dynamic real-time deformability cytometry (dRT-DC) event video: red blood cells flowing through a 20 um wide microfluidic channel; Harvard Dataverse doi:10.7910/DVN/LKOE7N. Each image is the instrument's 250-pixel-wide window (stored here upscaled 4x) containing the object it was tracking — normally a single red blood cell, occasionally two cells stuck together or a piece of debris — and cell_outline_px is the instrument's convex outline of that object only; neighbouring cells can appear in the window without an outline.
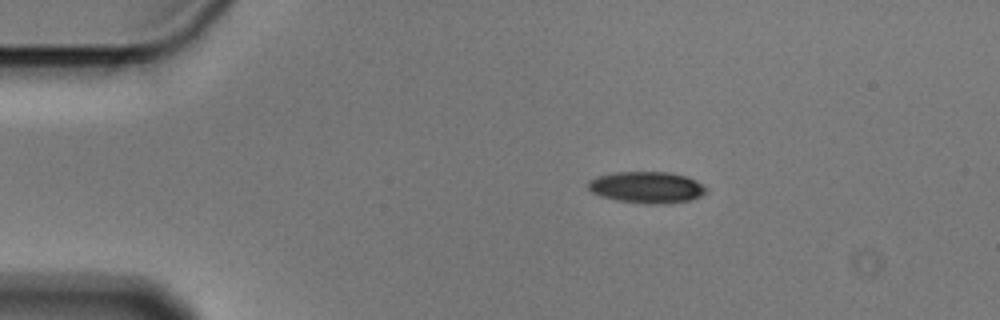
{"species": "Egyptian fruit bat (a non-hibernating species)", "species_latin": "Rousettus aegyptiacus", "temperature_condition": "cold", "stored_images_in_passage": 2, "camera_frame_rate_fps": 3000, "um_per_image_px": 0.085, "animal": {"sex": "male"}, "frame": {"image": 1, "passage_image": 1, "time_ms": 0.0, "image_size_px": [1000, 320], "cell_outline_px": [[708, 192], [692, 200], [664, 204], [648, 204], [616, 200], [600, 196], [592, 192], [588, 188], [588, 180], [596, 176], [616, 172], [668, 172], [684, 176], [696, 180], [708, 188]], "centroid_in_image_um": [54.98, 15.93], "position_along_channel_um": 30.0, "area_um2": 21.85}}